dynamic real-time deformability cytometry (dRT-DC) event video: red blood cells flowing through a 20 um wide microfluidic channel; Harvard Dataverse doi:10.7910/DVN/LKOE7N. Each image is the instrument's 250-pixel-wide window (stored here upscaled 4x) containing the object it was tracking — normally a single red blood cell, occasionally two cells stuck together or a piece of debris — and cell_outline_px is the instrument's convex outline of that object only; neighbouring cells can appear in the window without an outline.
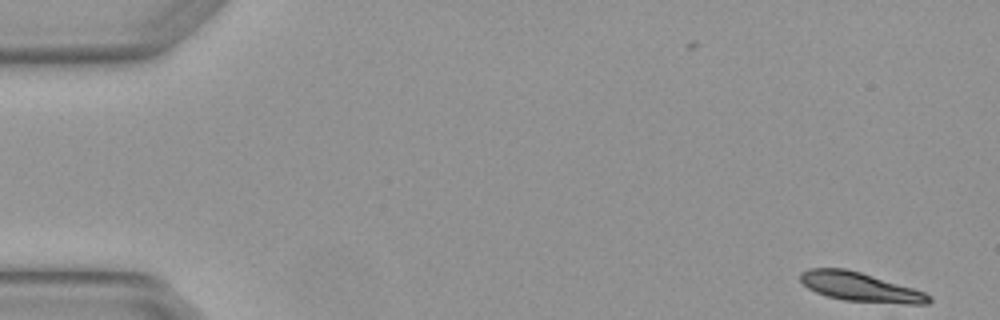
{"species": "Egyptian fruit bat (a non-hibernating species)", "species_latin": "Rousettus aegyptiacus", "temperature_condition": "warm", "stored_images_in_passage": 4, "camera_frame_rate_fps": 3000, "um_per_image_px": 0.085, "animal": {"sex": "female"}, "frame": {"image": 1, "passage_image": 1, "time_ms": 0.0, "image_size_px": [1000, 320], "cell_outline_px": [[932, 300], [928, 304], [904, 304], [844, 300], [824, 296], [808, 288], [800, 280], [800, 272], [808, 268], [844, 268], [860, 272], [912, 288], [924, 292], [932, 296]], "centroid_in_image_um": [73.1, 24.4], "position_along_channel_um": 11.9, "area_um2": 21.73}}
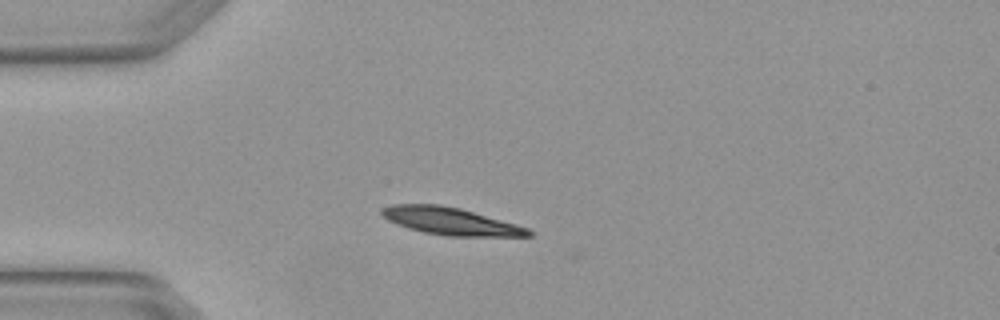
{"frame": {"image": 2, "passage_image": 4, "time_ms": 1.0, "image_size_px": [1000, 320], "cell_outline_px": [[536, 232], [532, 236], [444, 236], [424, 232], [408, 228], [396, 224], [388, 220], [380, 212], [384, 208], [392, 204], [440, 204], [460, 208], [516, 224], [528, 228]], "centroid_in_image_um": [38.33, 18.8], "position_along_channel_um": 46.7, "area_um2": 23.35}}